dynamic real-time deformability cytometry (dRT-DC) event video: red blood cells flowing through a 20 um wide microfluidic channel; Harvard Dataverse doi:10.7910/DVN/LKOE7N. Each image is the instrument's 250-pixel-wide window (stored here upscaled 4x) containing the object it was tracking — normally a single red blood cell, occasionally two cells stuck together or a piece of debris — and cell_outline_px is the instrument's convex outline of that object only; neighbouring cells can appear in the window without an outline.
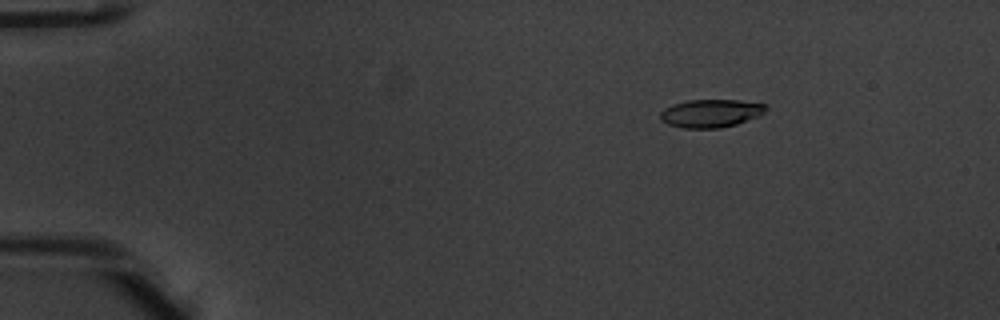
{"species": "common noctule bat (a hibernating species)", "species_latin": "Nyctalus noctula", "temperature_condition": "warm", "stored_images_in_passage": 50, "camera_frame_rate_fps": 3000, "um_per_image_px": 0.085, "animal": {"sex": "male", "body_mass_g": 20.1, "forearm_length_mm": 53.5}, "frame": {"image": 1, "passage_image": 5, "time_ms": 1.333, "image_size_px": [1000, 320], "cell_outline_px": [[768, 108], [760, 116], [736, 124], [720, 128], [684, 128], [668, 124], [660, 120], [660, 112], [664, 108], [672, 104], [688, 100], [740, 100], [768, 104]], "centroid_in_image_um": [60.44, 9.62], "position_along_channel_um": 24.6, "area_um2": 17.46}}
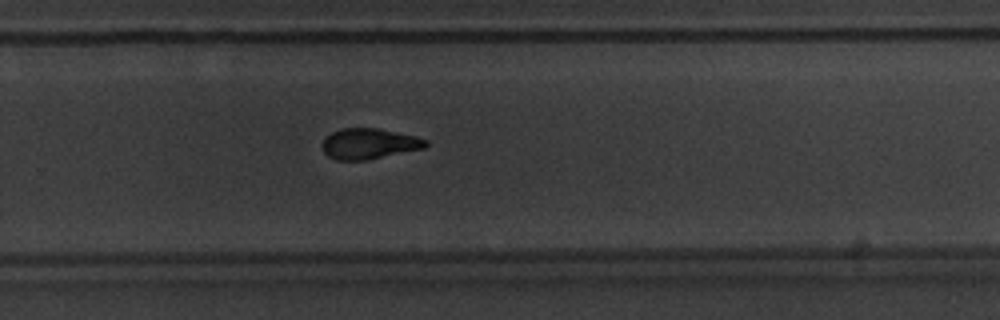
{"frame": {"image": 2, "passage_image": 33, "time_ms": 10.667, "image_size_px": [1000, 320], "cell_outline_px": [[428, 144], [424, 148], [368, 160], [336, 160], [328, 156], [324, 152], [320, 144], [324, 136], [340, 128], [376, 128], [416, 136], [428, 140]], "centroid_in_image_um": [31.33, 12.21], "position_along_channel_um": 298.5, "area_um2": 18.67}}
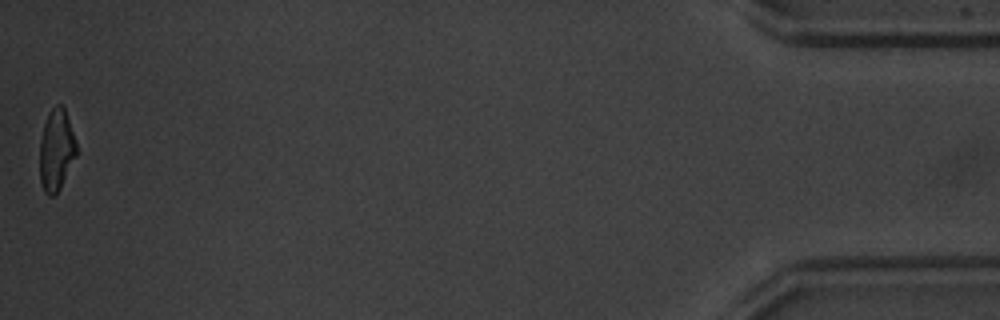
{"frame": {"image": 3, "passage_image": 50, "time_ms": 16.333, "image_size_px": [1000, 320], "cell_outline_px": [[76, 156], [60, 188], [52, 196], [48, 196], [44, 192], [40, 180], [40, 140], [44, 124], [48, 112], [56, 104], [60, 104], [64, 108], [76, 144]], "centroid_in_image_um": [4.76, 12.76], "position_along_channel_um": 430.4, "area_um2": 17.17}, "authors_computed_cell_mechanics": {"area_um2": 18.7561, "velocity_mm_per_s": 3.8682, "shape_relaxation_time_tau1_ms": 2.6799, "shape_relaxation_time_tau2_ms": 3.36, "deformation_change_tau1": 0.1621, "deformation_change_tau2": 0.1053}}